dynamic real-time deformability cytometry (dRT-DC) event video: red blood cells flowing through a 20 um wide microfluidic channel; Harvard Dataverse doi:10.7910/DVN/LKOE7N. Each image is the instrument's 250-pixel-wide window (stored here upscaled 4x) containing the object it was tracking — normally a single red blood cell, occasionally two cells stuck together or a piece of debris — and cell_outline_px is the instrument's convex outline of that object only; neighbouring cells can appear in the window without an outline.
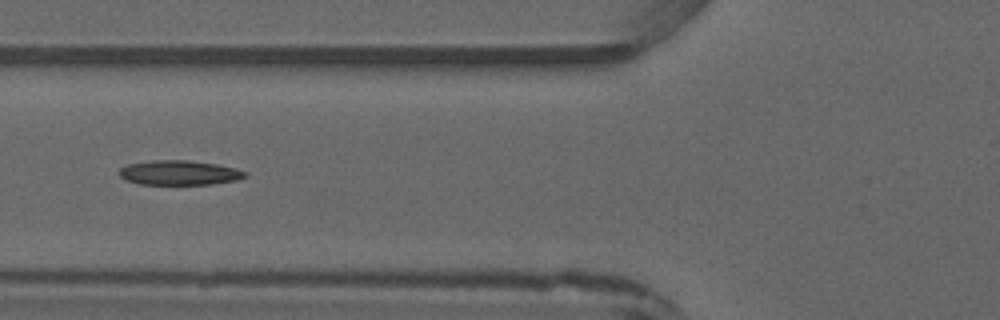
{"species": "common noctule bat (a hibernating species)", "species_latin": "Nyctalus noctula", "temperature_condition": "warm", "stored_images_in_passage": 5, "camera_frame_rate_fps": 3000, "um_per_image_px": 0.085, "animal": {"sex": "male", "forearm_length_mm": 52.5}, "frame": {"image": 1, "passage_image": 4, "time_ms": 4.333, "image_size_px": [1000, 320], "cell_outline_px": [[248, 176], [236, 180], [212, 184], [140, 184], [128, 180], [120, 176], [120, 168], [128, 164], [152, 160], [188, 160], [216, 164], [236, 168], [248, 172]], "centroid_in_image_um": [15.28, 14.67], "position_along_channel_um": 110.5, "area_um2": 17.98}}
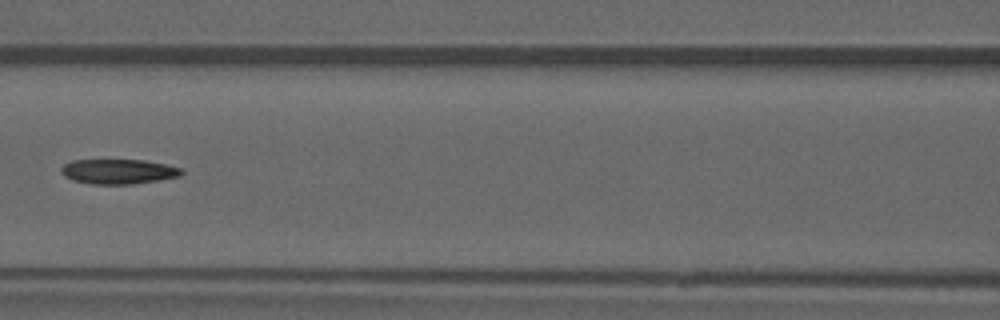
{"frame": {"image": 2, "passage_image": 5, "time_ms": 5.333, "image_size_px": [1000, 320], "cell_outline_px": [[184, 172], [180, 176], [132, 184], [92, 184], [72, 180], [64, 176], [60, 172], [60, 168], [64, 164], [72, 160], [144, 160], [184, 168]], "centroid_in_image_um": [10.05, 14.57], "position_along_channel_um": 156.6, "area_um2": 17.46}}